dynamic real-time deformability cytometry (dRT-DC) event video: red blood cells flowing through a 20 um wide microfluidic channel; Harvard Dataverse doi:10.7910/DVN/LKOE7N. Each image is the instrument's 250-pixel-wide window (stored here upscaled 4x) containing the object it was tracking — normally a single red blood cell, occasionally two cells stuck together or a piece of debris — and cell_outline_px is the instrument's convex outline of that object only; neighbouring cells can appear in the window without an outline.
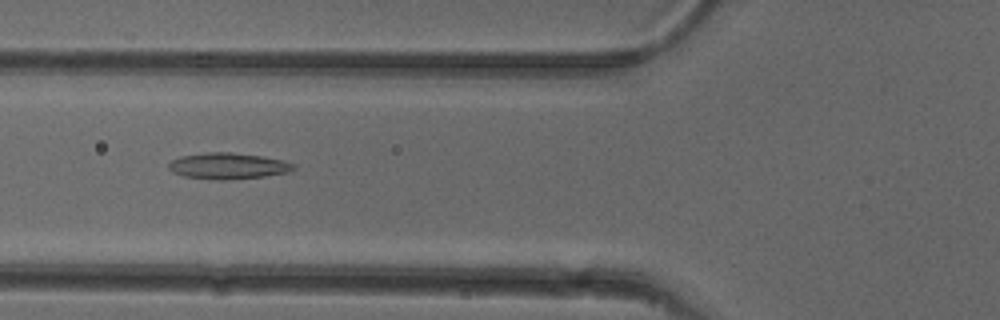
{"species": "common noctule bat (a hibernating species)", "species_latin": "Nyctalus noctula", "temperature_condition": "cold", "stored_images_in_passage": 34, "camera_frame_rate_fps": 3000, "um_per_image_px": 0.085, "animal": {"sex": "female"}, "frame": {"image": 1, "passage_image": 11, "time_ms": 3.333, "image_size_px": [1000, 320], "cell_outline_px": [[296, 168], [288, 172], [264, 176], [224, 180], [216, 180], [184, 176], [172, 172], [168, 168], [168, 164], [172, 160], [180, 156], [208, 152], [232, 152], [264, 156], [284, 160], [296, 164]], "centroid_in_image_um": [19.4, 14.09], "position_along_channel_um": 106.4, "area_um2": 19.19}}
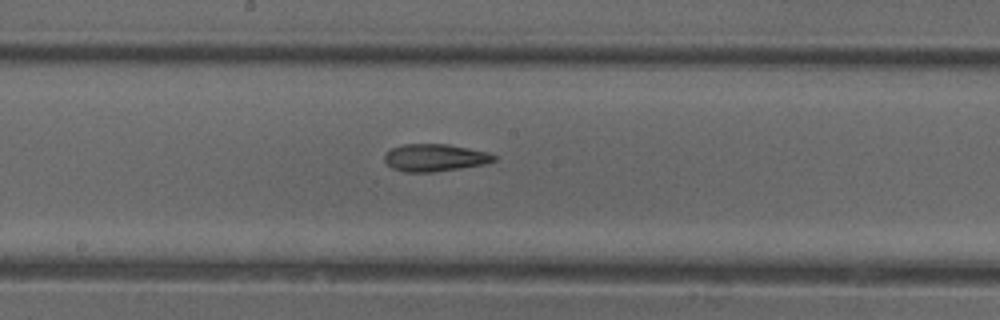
{"frame": {"image": 2, "passage_image": 19, "time_ms": 6.0, "image_size_px": [1000, 320], "cell_outline_px": [[496, 160], [488, 164], [432, 172], [404, 172], [392, 168], [384, 160], [384, 156], [392, 148], [404, 144], [448, 144], [488, 152], [496, 156]], "centroid_in_image_um": [36.99, 13.4], "position_along_channel_um": 211.2, "area_um2": 17.46}}
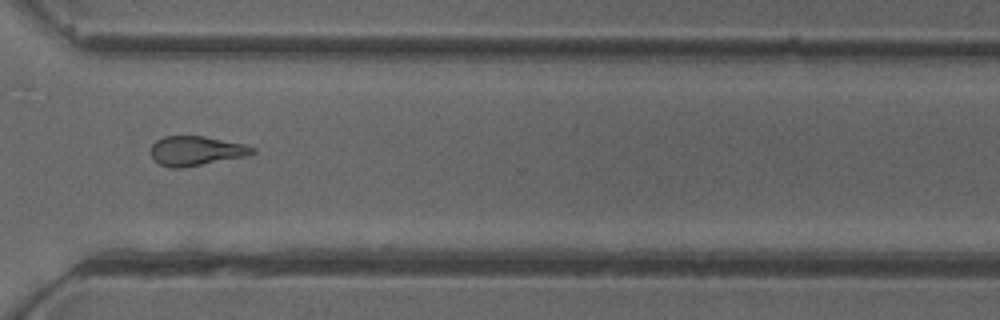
{"frame": {"image": 3, "passage_image": 30, "time_ms": 9.667, "image_size_px": [1000, 320], "cell_outline_px": [[256, 152], [244, 156], [184, 168], [172, 168], [160, 164], [152, 160], [152, 144], [156, 140], [164, 136], [204, 136], [244, 144], [256, 148]], "centroid_in_image_um": [16.65, 12.82], "position_along_channel_um": 354.0, "area_um2": 17.4}}